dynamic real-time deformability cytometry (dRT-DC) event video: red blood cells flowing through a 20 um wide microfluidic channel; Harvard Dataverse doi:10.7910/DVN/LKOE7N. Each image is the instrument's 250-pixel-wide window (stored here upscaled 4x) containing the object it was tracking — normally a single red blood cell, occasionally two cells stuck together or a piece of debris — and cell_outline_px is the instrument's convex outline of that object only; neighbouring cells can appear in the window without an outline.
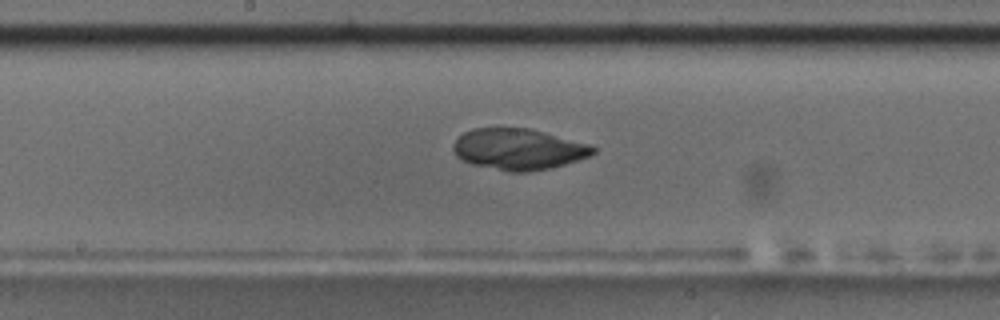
{"species": "common noctule bat (a hibernating species)", "species_latin": "Nyctalus noctula", "temperature_condition": "room temperature", "stored_images_in_passage": 47, "camera_frame_rate_fps": 3000, "um_per_image_px": 0.085, "animal": {"sex": "male", "body_mass_g": 17.5, "forearm_length_mm": 52.3}, "frame": {"image": 1, "passage_image": 21, "time_ms": 6.667, "image_size_px": [1000, 320], "cell_outline_px": [[596, 152], [592, 156], [552, 168], [528, 172], [508, 172], [472, 164], [460, 160], [456, 156], [452, 148], [452, 144], [464, 132], [472, 128], [528, 128], [592, 144], [596, 148]], "centroid_in_image_um": [44.09, 12.69], "position_along_channel_um": 204.1, "area_um2": 33.93}}